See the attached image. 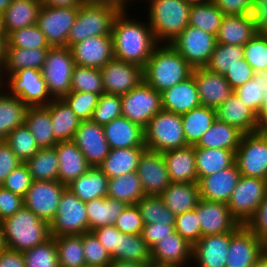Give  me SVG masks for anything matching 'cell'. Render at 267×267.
I'll use <instances>...</instances> for the list:
<instances>
[{
    "label": "cell",
    "instance_id": "cell-1",
    "mask_svg": "<svg viewBox=\"0 0 267 267\" xmlns=\"http://www.w3.org/2000/svg\"><path fill=\"white\" fill-rule=\"evenodd\" d=\"M128 11L129 8L120 10L113 21L111 36L114 58L144 68L159 43L147 17L144 19L146 21H142L140 16L137 19L133 17L135 14Z\"/></svg>",
    "mask_w": 267,
    "mask_h": 267
},
{
    "label": "cell",
    "instance_id": "cell-2",
    "mask_svg": "<svg viewBox=\"0 0 267 267\" xmlns=\"http://www.w3.org/2000/svg\"><path fill=\"white\" fill-rule=\"evenodd\" d=\"M193 67L170 45L159 44L143 68L144 81L162 93L192 75Z\"/></svg>",
    "mask_w": 267,
    "mask_h": 267
},
{
    "label": "cell",
    "instance_id": "cell-3",
    "mask_svg": "<svg viewBox=\"0 0 267 267\" xmlns=\"http://www.w3.org/2000/svg\"><path fill=\"white\" fill-rule=\"evenodd\" d=\"M145 1V17L159 44H170L189 25L191 6L185 0Z\"/></svg>",
    "mask_w": 267,
    "mask_h": 267
},
{
    "label": "cell",
    "instance_id": "cell-4",
    "mask_svg": "<svg viewBox=\"0 0 267 267\" xmlns=\"http://www.w3.org/2000/svg\"><path fill=\"white\" fill-rule=\"evenodd\" d=\"M1 224L6 247L14 251L25 252L51 237L49 223L24 206Z\"/></svg>",
    "mask_w": 267,
    "mask_h": 267
},
{
    "label": "cell",
    "instance_id": "cell-5",
    "mask_svg": "<svg viewBox=\"0 0 267 267\" xmlns=\"http://www.w3.org/2000/svg\"><path fill=\"white\" fill-rule=\"evenodd\" d=\"M125 6L82 5L70 29L67 47L101 35H111L114 18Z\"/></svg>",
    "mask_w": 267,
    "mask_h": 267
},
{
    "label": "cell",
    "instance_id": "cell-6",
    "mask_svg": "<svg viewBox=\"0 0 267 267\" xmlns=\"http://www.w3.org/2000/svg\"><path fill=\"white\" fill-rule=\"evenodd\" d=\"M144 142L147 150L160 153L189 146L181 114L161 110L154 115L144 128Z\"/></svg>",
    "mask_w": 267,
    "mask_h": 267
},
{
    "label": "cell",
    "instance_id": "cell-7",
    "mask_svg": "<svg viewBox=\"0 0 267 267\" xmlns=\"http://www.w3.org/2000/svg\"><path fill=\"white\" fill-rule=\"evenodd\" d=\"M0 78L2 88L28 107L46 106L53 100L41 70L27 68L11 75H0Z\"/></svg>",
    "mask_w": 267,
    "mask_h": 267
},
{
    "label": "cell",
    "instance_id": "cell-8",
    "mask_svg": "<svg viewBox=\"0 0 267 267\" xmlns=\"http://www.w3.org/2000/svg\"><path fill=\"white\" fill-rule=\"evenodd\" d=\"M74 67L75 61L69 47L49 48L41 71L52 99H62L71 92Z\"/></svg>",
    "mask_w": 267,
    "mask_h": 267
},
{
    "label": "cell",
    "instance_id": "cell-9",
    "mask_svg": "<svg viewBox=\"0 0 267 267\" xmlns=\"http://www.w3.org/2000/svg\"><path fill=\"white\" fill-rule=\"evenodd\" d=\"M122 116L143 129L150 119L163 110L162 95L144 80L128 93L121 95Z\"/></svg>",
    "mask_w": 267,
    "mask_h": 267
},
{
    "label": "cell",
    "instance_id": "cell-10",
    "mask_svg": "<svg viewBox=\"0 0 267 267\" xmlns=\"http://www.w3.org/2000/svg\"><path fill=\"white\" fill-rule=\"evenodd\" d=\"M49 226L51 236L79 235L88 232L85 202L66 187L57 207L56 216Z\"/></svg>",
    "mask_w": 267,
    "mask_h": 267
},
{
    "label": "cell",
    "instance_id": "cell-11",
    "mask_svg": "<svg viewBox=\"0 0 267 267\" xmlns=\"http://www.w3.org/2000/svg\"><path fill=\"white\" fill-rule=\"evenodd\" d=\"M235 163L241 176L267 180V133L244 134L235 151Z\"/></svg>",
    "mask_w": 267,
    "mask_h": 267
},
{
    "label": "cell",
    "instance_id": "cell-12",
    "mask_svg": "<svg viewBox=\"0 0 267 267\" xmlns=\"http://www.w3.org/2000/svg\"><path fill=\"white\" fill-rule=\"evenodd\" d=\"M266 194L267 180L250 176H240L231 198L227 203L229 210L240 224L245 225L255 214Z\"/></svg>",
    "mask_w": 267,
    "mask_h": 267
},
{
    "label": "cell",
    "instance_id": "cell-13",
    "mask_svg": "<svg viewBox=\"0 0 267 267\" xmlns=\"http://www.w3.org/2000/svg\"><path fill=\"white\" fill-rule=\"evenodd\" d=\"M216 36L188 25L170 45L193 68L205 67L216 45Z\"/></svg>",
    "mask_w": 267,
    "mask_h": 267
},
{
    "label": "cell",
    "instance_id": "cell-14",
    "mask_svg": "<svg viewBox=\"0 0 267 267\" xmlns=\"http://www.w3.org/2000/svg\"><path fill=\"white\" fill-rule=\"evenodd\" d=\"M78 8L41 6L36 24L44 33L50 47H67Z\"/></svg>",
    "mask_w": 267,
    "mask_h": 267
},
{
    "label": "cell",
    "instance_id": "cell-15",
    "mask_svg": "<svg viewBox=\"0 0 267 267\" xmlns=\"http://www.w3.org/2000/svg\"><path fill=\"white\" fill-rule=\"evenodd\" d=\"M65 185L57 181H33L23 197L24 207L49 224L55 218Z\"/></svg>",
    "mask_w": 267,
    "mask_h": 267
},
{
    "label": "cell",
    "instance_id": "cell-16",
    "mask_svg": "<svg viewBox=\"0 0 267 267\" xmlns=\"http://www.w3.org/2000/svg\"><path fill=\"white\" fill-rule=\"evenodd\" d=\"M262 255V240L241 224L231 232L225 267H252Z\"/></svg>",
    "mask_w": 267,
    "mask_h": 267
},
{
    "label": "cell",
    "instance_id": "cell-17",
    "mask_svg": "<svg viewBox=\"0 0 267 267\" xmlns=\"http://www.w3.org/2000/svg\"><path fill=\"white\" fill-rule=\"evenodd\" d=\"M105 93L123 95L139 85L143 80V68L113 58L100 69Z\"/></svg>",
    "mask_w": 267,
    "mask_h": 267
},
{
    "label": "cell",
    "instance_id": "cell-18",
    "mask_svg": "<svg viewBox=\"0 0 267 267\" xmlns=\"http://www.w3.org/2000/svg\"><path fill=\"white\" fill-rule=\"evenodd\" d=\"M194 210L201 226L202 236L229 233L241 225L231 214L228 204L224 202L200 199Z\"/></svg>",
    "mask_w": 267,
    "mask_h": 267
},
{
    "label": "cell",
    "instance_id": "cell-19",
    "mask_svg": "<svg viewBox=\"0 0 267 267\" xmlns=\"http://www.w3.org/2000/svg\"><path fill=\"white\" fill-rule=\"evenodd\" d=\"M137 173L145 195L160 196L171 184L163 154L145 150L141 155Z\"/></svg>",
    "mask_w": 267,
    "mask_h": 267
},
{
    "label": "cell",
    "instance_id": "cell-20",
    "mask_svg": "<svg viewBox=\"0 0 267 267\" xmlns=\"http://www.w3.org/2000/svg\"><path fill=\"white\" fill-rule=\"evenodd\" d=\"M92 167H98L109 154L103 125L92 120L81 121L72 140Z\"/></svg>",
    "mask_w": 267,
    "mask_h": 267
},
{
    "label": "cell",
    "instance_id": "cell-21",
    "mask_svg": "<svg viewBox=\"0 0 267 267\" xmlns=\"http://www.w3.org/2000/svg\"><path fill=\"white\" fill-rule=\"evenodd\" d=\"M70 49L78 66L102 69L114 58L111 35L89 37Z\"/></svg>",
    "mask_w": 267,
    "mask_h": 267
},
{
    "label": "cell",
    "instance_id": "cell-22",
    "mask_svg": "<svg viewBox=\"0 0 267 267\" xmlns=\"http://www.w3.org/2000/svg\"><path fill=\"white\" fill-rule=\"evenodd\" d=\"M231 232L202 236L193 244V267H225Z\"/></svg>",
    "mask_w": 267,
    "mask_h": 267
},
{
    "label": "cell",
    "instance_id": "cell-23",
    "mask_svg": "<svg viewBox=\"0 0 267 267\" xmlns=\"http://www.w3.org/2000/svg\"><path fill=\"white\" fill-rule=\"evenodd\" d=\"M194 77L201 105L217 108L234 92L223 74H218L205 67L193 68Z\"/></svg>",
    "mask_w": 267,
    "mask_h": 267
},
{
    "label": "cell",
    "instance_id": "cell-24",
    "mask_svg": "<svg viewBox=\"0 0 267 267\" xmlns=\"http://www.w3.org/2000/svg\"><path fill=\"white\" fill-rule=\"evenodd\" d=\"M193 245L176 231L151 249L153 266L191 265Z\"/></svg>",
    "mask_w": 267,
    "mask_h": 267
},
{
    "label": "cell",
    "instance_id": "cell-25",
    "mask_svg": "<svg viewBox=\"0 0 267 267\" xmlns=\"http://www.w3.org/2000/svg\"><path fill=\"white\" fill-rule=\"evenodd\" d=\"M240 176L235 163L227 169L202 177L198 181L200 199L228 203Z\"/></svg>",
    "mask_w": 267,
    "mask_h": 267
},
{
    "label": "cell",
    "instance_id": "cell-26",
    "mask_svg": "<svg viewBox=\"0 0 267 267\" xmlns=\"http://www.w3.org/2000/svg\"><path fill=\"white\" fill-rule=\"evenodd\" d=\"M54 148L59 162L58 181L66 187L92 167L72 140L58 142Z\"/></svg>",
    "mask_w": 267,
    "mask_h": 267
},
{
    "label": "cell",
    "instance_id": "cell-27",
    "mask_svg": "<svg viewBox=\"0 0 267 267\" xmlns=\"http://www.w3.org/2000/svg\"><path fill=\"white\" fill-rule=\"evenodd\" d=\"M217 119L238 128L244 134L260 130L257 115L248 108L239 96H231L216 108Z\"/></svg>",
    "mask_w": 267,
    "mask_h": 267
},
{
    "label": "cell",
    "instance_id": "cell-28",
    "mask_svg": "<svg viewBox=\"0 0 267 267\" xmlns=\"http://www.w3.org/2000/svg\"><path fill=\"white\" fill-rule=\"evenodd\" d=\"M103 129L110 149L146 148L144 129L123 116L105 124Z\"/></svg>",
    "mask_w": 267,
    "mask_h": 267
},
{
    "label": "cell",
    "instance_id": "cell-29",
    "mask_svg": "<svg viewBox=\"0 0 267 267\" xmlns=\"http://www.w3.org/2000/svg\"><path fill=\"white\" fill-rule=\"evenodd\" d=\"M163 110L183 114L201 105L193 75L163 91Z\"/></svg>",
    "mask_w": 267,
    "mask_h": 267
},
{
    "label": "cell",
    "instance_id": "cell-30",
    "mask_svg": "<svg viewBox=\"0 0 267 267\" xmlns=\"http://www.w3.org/2000/svg\"><path fill=\"white\" fill-rule=\"evenodd\" d=\"M171 183L198 182L194 146L172 149L162 153Z\"/></svg>",
    "mask_w": 267,
    "mask_h": 267
},
{
    "label": "cell",
    "instance_id": "cell-31",
    "mask_svg": "<svg viewBox=\"0 0 267 267\" xmlns=\"http://www.w3.org/2000/svg\"><path fill=\"white\" fill-rule=\"evenodd\" d=\"M256 35L255 22L250 14L225 15L216 36L217 43L244 46Z\"/></svg>",
    "mask_w": 267,
    "mask_h": 267
},
{
    "label": "cell",
    "instance_id": "cell-32",
    "mask_svg": "<svg viewBox=\"0 0 267 267\" xmlns=\"http://www.w3.org/2000/svg\"><path fill=\"white\" fill-rule=\"evenodd\" d=\"M160 196L165 206L177 216L195 209L200 200L199 184L171 183Z\"/></svg>",
    "mask_w": 267,
    "mask_h": 267
},
{
    "label": "cell",
    "instance_id": "cell-33",
    "mask_svg": "<svg viewBox=\"0 0 267 267\" xmlns=\"http://www.w3.org/2000/svg\"><path fill=\"white\" fill-rule=\"evenodd\" d=\"M50 114L54 138L58 142L73 140L80 120L63 99H53L44 106Z\"/></svg>",
    "mask_w": 267,
    "mask_h": 267
},
{
    "label": "cell",
    "instance_id": "cell-34",
    "mask_svg": "<svg viewBox=\"0 0 267 267\" xmlns=\"http://www.w3.org/2000/svg\"><path fill=\"white\" fill-rule=\"evenodd\" d=\"M41 6L40 0H12L3 13L5 34L36 24Z\"/></svg>",
    "mask_w": 267,
    "mask_h": 267
},
{
    "label": "cell",
    "instance_id": "cell-35",
    "mask_svg": "<svg viewBox=\"0 0 267 267\" xmlns=\"http://www.w3.org/2000/svg\"><path fill=\"white\" fill-rule=\"evenodd\" d=\"M146 148L110 149L98 168L108 177L115 178L137 171L139 159Z\"/></svg>",
    "mask_w": 267,
    "mask_h": 267
},
{
    "label": "cell",
    "instance_id": "cell-36",
    "mask_svg": "<svg viewBox=\"0 0 267 267\" xmlns=\"http://www.w3.org/2000/svg\"><path fill=\"white\" fill-rule=\"evenodd\" d=\"M126 206L127 204L123 201L109 197L85 202L88 231L102 226L114 225Z\"/></svg>",
    "mask_w": 267,
    "mask_h": 267
},
{
    "label": "cell",
    "instance_id": "cell-37",
    "mask_svg": "<svg viewBox=\"0 0 267 267\" xmlns=\"http://www.w3.org/2000/svg\"><path fill=\"white\" fill-rule=\"evenodd\" d=\"M109 178L98 168L91 167L67 188H69L81 201L107 197Z\"/></svg>",
    "mask_w": 267,
    "mask_h": 267
},
{
    "label": "cell",
    "instance_id": "cell-38",
    "mask_svg": "<svg viewBox=\"0 0 267 267\" xmlns=\"http://www.w3.org/2000/svg\"><path fill=\"white\" fill-rule=\"evenodd\" d=\"M198 181L235 164V151L194 147Z\"/></svg>",
    "mask_w": 267,
    "mask_h": 267
},
{
    "label": "cell",
    "instance_id": "cell-39",
    "mask_svg": "<svg viewBox=\"0 0 267 267\" xmlns=\"http://www.w3.org/2000/svg\"><path fill=\"white\" fill-rule=\"evenodd\" d=\"M243 135L238 128L217 119L194 147L236 151Z\"/></svg>",
    "mask_w": 267,
    "mask_h": 267
},
{
    "label": "cell",
    "instance_id": "cell-40",
    "mask_svg": "<svg viewBox=\"0 0 267 267\" xmlns=\"http://www.w3.org/2000/svg\"><path fill=\"white\" fill-rule=\"evenodd\" d=\"M48 50L49 48H6V59L0 75H11L27 68L42 70Z\"/></svg>",
    "mask_w": 267,
    "mask_h": 267
},
{
    "label": "cell",
    "instance_id": "cell-41",
    "mask_svg": "<svg viewBox=\"0 0 267 267\" xmlns=\"http://www.w3.org/2000/svg\"><path fill=\"white\" fill-rule=\"evenodd\" d=\"M181 119L186 142L189 146H194L217 120L216 109L200 105L181 114Z\"/></svg>",
    "mask_w": 267,
    "mask_h": 267
},
{
    "label": "cell",
    "instance_id": "cell-42",
    "mask_svg": "<svg viewBox=\"0 0 267 267\" xmlns=\"http://www.w3.org/2000/svg\"><path fill=\"white\" fill-rule=\"evenodd\" d=\"M28 106L18 97L9 95L0 88V140L25 123Z\"/></svg>",
    "mask_w": 267,
    "mask_h": 267
},
{
    "label": "cell",
    "instance_id": "cell-43",
    "mask_svg": "<svg viewBox=\"0 0 267 267\" xmlns=\"http://www.w3.org/2000/svg\"><path fill=\"white\" fill-rule=\"evenodd\" d=\"M25 125L40 148H52L58 143L54 138L49 111L44 106L28 107Z\"/></svg>",
    "mask_w": 267,
    "mask_h": 267
},
{
    "label": "cell",
    "instance_id": "cell-44",
    "mask_svg": "<svg viewBox=\"0 0 267 267\" xmlns=\"http://www.w3.org/2000/svg\"><path fill=\"white\" fill-rule=\"evenodd\" d=\"M145 196L137 171L109 178L107 197L134 205Z\"/></svg>",
    "mask_w": 267,
    "mask_h": 267
},
{
    "label": "cell",
    "instance_id": "cell-45",
    "mask_svg": "<svg viewBox=\"0 0 267 267\" xmlns=\"http://www.w3.org/2000/svg\"><path fill=\"white\" fill-rule=\"evenodd\" d=\"M33 181H57L59 162L55 148H40L25 162Z\"/></svg>",
    "mask_w": 267,
    "mask_h": 267
},
{
    "label": "cell",
    "instance_id": "cell-46",
    "mask_svg": "<svg viewBox=\"0 0 267 267\" xmlns=\"http://www.w3.org/2000/svg\"><path fill=\"white\" fill-rule=\"evenodd\" d=\"M234 92L258 116L262 102L267 95V69L255 72L253 78L236 88Z\"/></svg>",
    "mask_w": 267,
    "mask_h": 267
},
{
    "label": "cell",
    "instance_id": "cell-47",
    "mask_svg": "<svg viewBox=\"0 0 267 267\" xmlns=\"http://www.w3.org/2000/svg\"><path fill=\"white\" fill-rule=\"evenodd\" d=\"M52 237L57 246L59 267H83L86 265L82 234Z\"/></svg>",
    "mask_w": 267,
    "mask_h": 267
},
{
    "label": "cell",
    "instance_id": "cell-48",
    "mask_svg": "<svg viewBox=\"0 0 267 267\" xmlns=\"http://www.w3.org/2000/svg\"><path fill=\"white\" fill-rule=\"evenodd\" d=\"M225 15L213 1L192 5L189 15V25L217 36Z\"/></svg>",
    "mask_w": 267,
    "mask_h": 267
},
{
    "label": "cell",
    "instance_id": "cell-49",
    "mask_svg": "<svg viewBox=\"0 0 267 267\" xmlns=\"http://www.w3.org/2000/svg\"><path fill=\"white\" fill-rule=\"evenodd\" d=\"M136 205L144 225L160 222L175 226L176 215L165 206L161 196L145 195Z\"/></svg>",
    "mask_w": 267,
    "mask_h": 267
},
{
    "label": "cell",
    "instance_id": "cell-50",
    "mask_svg": "<svg viewBox=\"0 0 267 267\" xmlns=\"http://www.w3.org/2000/svg\"><path fill=\"white\" fill-rule=\"evenodd\" d=\"M117 261L134 263H152L151 249L142 235H129L120 232L119 256Z\"/></svg>",
    "mask_w": 267,
    "mask_h": 267
},
{
    "label": "cell",
    "instance_id": "cell-51",
    "mask_svg": "<svg viewBox=\"0 0 267 267\" xmlns=\"http://www.w3.org/2000/svg\"><path fill=\"white\" fill-rule=\"evenodd\" d=\"M243 58V46L216 43L214 51L205 68L212 72L224 75Z\"/></svg>",
    "mask_w": 267,
    "mask_h": 267
},
{
    "label": "cell",
    "instance_id": "cell-52",
    "mask_svg": "<svg viewBox=\"0 0 267 267\" xmlns=\"http://www.w3.org/2000/svg\"><path fill=\"white\" fill-rule=\"evenodd\" d=\"M71 91L105 93L100 69L75 65L72 73Z\"/></svg>",
    "mask_w": 267,
    "mask_h": 267
},
{
    "label": "cell",
    "instance_id": "cell-53",
    "mask_svg": "<svg viewBox=\"0 0 267 267\" xmlns=\"http://www.w3.org/2000/svg\"><path fill=\"white\" fill-rule=\"evenodd\" d=\"M4 141L23 163L33 157L40 149L25 123L14 129Z\"/></svg>",
    "mask_w": 267,
    "mask_h": 267
},
{
    "label": "cell",
    "instance_id": "cell-54",
    "mask_svg": "<svg viewBox=\"0 0 267 267\" xmlns=\"http://www.w3.org/2000/svg\"><path fill=\"white\" fill-rule=\"evenodd\" d=\"M25 267H59L54 237L23 252Z\"/></svg>",
    "mask_w": 267,
    "mask_h": 267
},
{
    "label": "cell",
    "instance_id": "cell-55",
    "mask_svg": "<svg viewBox=\"0 0 267 267\" xmlns=\"http://www.w3.org/2000/svg\"><path fill=\"white\" fill-rule=\"evenodd\" d=\"M7 48H50L44 33L37 24L11 32L7 36Z\"/></svg>",
    "mask_w": 267,
    "mask_h": 267
},
{
    "label": "cell",
    "instance_id": "cell-56",
    "mask_svg": "<svg viewBox=\"0 0 267 267\" xmlns=\"http://www.w3.org/2000/svg\"><path fill=\"white\" fill-rule=\"evenodd\" d=\"M82 244L87 266L108 267L112 262L110 253L99 242L92 231L82 234Z\"/></svg>",
    "mask_w": 267,
    "mask_h": 267
},
{
    "label": "cell",
    "instance_id": "cell-57",
    "mask_svg": "<svg viewBox=\"0 0 267 267\" xmlns=\"http://www.w3.org/2000/svg\"><path fill=\"white\" fill-rule=\"evenodd\" d=\"M100 95L96 93L71 91L62 99L76 114L80 121L91 120Z\"/></svg>",
    "mask_w": 267,
    "mask_h": 267
},
{
    "label": "cell",
    "instance_id": "cell-58",
    "mask_svg": "<svg viewBox=\"0 0 267 267\" xmlns=\"http://www.w3.org/2000/svg\"><path fill=\"white\" fill-rule=\"evenodd\" d=\"M120 116H122L121 96L103 93L94 108L91 120L104 126Z\"/></svg>",
    "mask_w": 267,
    "mask_h": 267
},
{
    "label": "cell",
    "instance_id": "cell-59",
    "mask_svg": "<svg viewBox=\"0 0 267 267\" xmlns=\"http://www.w3.org/2000/svg\"><path fill=\"white\" fill-rule=\"evenodd\" d=\"M244 48V59L254 72L267 69V36L255 35Z\"/></svg>",
    "mask_w": 267,
    "mask_h": 267
},
{
    "label": "cell",
    "instance_id": "cell-60",
    "mask_svg": "<svg viewBox=\"0 0 267 267\" xmlns=\"http://www.w3.org/2000/svg\"><path fill=\"white\" fill-rule=\"evenodd\" d=\"M175 231L192 245L202 237V230L195 210L176 216Z\"/></svg>",
    "mask_w": 267,
    "mask_h": 267
},
{
    "label": "cell",
    "instance_id": "cell-61",
    "mask_svg": "<svg viewBox=\"0 0 267 267\" xmlns=\"http://www.w3.org/2000/svg\"><path fill=\"white\" fill-rule=\"evenodd\" d=\"M114 226L122 233L141 235L144 223L137 205H127Z\"/></svg>",
    "mask_w": 267,
    "mask_h": 267
},
{
    "label": "cell",
    "instance_id": "cell-62",
    "mask_svg": "<svg viewBox=\"0 0 267 267\" xmlns=\"http://www.w3.org/2000/svg\"><path fill=\"white\" fill-rule=\"evenodd\" d=\"M33 179L25 163L20 164L6 177L2 187L22 197L26 195Z\"/></svg>",
    "mask_w": 267,
    "mask_h": 267
},
{
    "label": "cell",
    "instance_id": "cell-63",
    "mask_svg": "<svg viewBox=\"0 0 267 267\" xmlns=\"http://www.w3.org/2000/svg\"><path fill=\"white\" fill-rule=\"evenodd\" d=\"M92 232L110 253L112 260L119 256L120 231L114 225L98 227Z\"/></svg>",
    "mask_w": 267,
    "mask_h": 267
},
{
    "label": "cell",
    "instance_id": "cell-64",
    "mask_svg": "<svg viewBox=\"0 0 267 267\" xmlns=\"http://www.w3.org/2000/svg\"><path fill=\"white\" fill-rule=\"evenodd\" d=\"M254 73L252 67L243 58L239 60V63L231 67L230 70L224 74V77L230 87L235 90L253 78Z\"/></svg>",
    "mask_w": 267,
    "mask_h": 267
},
{
    "label": "cell",
    "instance_id": "cell-65",
    "mask_svg": "<svg viewBox=\"0 0 267 267\" xmlns=\"http://www.w3.org/2000/svg\"><path fill=\"white\" fill-rule=\"evenodd\" d=\"M175 232V226L167 223H152L144 225L142 230V238L150 249H152L159 241L165 239L168 235Z\"/></svg>",
    "mask_w": 267,
    "mask_h": 267
},
{
    "label": "cell",
    "instance_id": "cell-66",
    "mask_svg": "<svg viewBox=\"0 0 267 267\" xmlns=\"http://www.w3.org/2000/svg\"><path fill=\"white\" fill-rule=\"evenodd\" d=\"M23 206L22 196L0 186V221L12 216Z\"/></svg>",
    "mask_w": 267,
    "mask_h": 267
},
{
    "label": "cell",
    "instance_id": "cell-67",
    "mask_svg": "<svg viewBox=\"0 0 267 267\" xmlns=\"http://www.w3.org/2000/svg\"><path fill=\"white\" fill-rule=\"evenodd\" d=\"M22 163L10 146L4 140H0V186L11 171Z\"/></svg>",
    "mask_w": 267,
    "mask_h": 267
},
{
    "label": "cell",
    "instance_id": "cell-68",
    "mask_svg": "<svg viewBox=\"0 0 267 267\" xmlns=\"http://www.w3.org/2000/svg\"><path fill=\"white\" fill-rule=\"evenodd\" d=\"M257 237L263 240L267 236V194L258 206L255 214L245 224Z\"/></svg>",
    "mask_w": 267,
    "mask_h": 267
},
{
    "label": "cell",
    "instance_id": "cell-69",
    "mask_svg": "<svg viewBox=\"0 0 267 267\" xmlns=\"http://www.w3.org/2000/svg\"><path fill=\"white\" fill-rule=\"evenodd\" d=\"M224 15L251 14L253 0H212Z\"/></svg>",
    "mask_w": 267,
    "mask_h": 267
},
{
    "label": "cell",
    "instance_id": "cell-70",
    "mask_svg": "<svg viewBox=\"0 0 267 267\" xmlns=\"http://www.w3.org/2000/svg\"><path fill=\"white\" fill-rule=\"evenodd\" d=\"M250 15L255 22L256 34L267 36V0H253Z\"/></svg>",
    "mask_w": 267,
    "mask_h": 267
},
{
    "label": "cell",
    "instance_id": "cell-71",
    "mask_svg": "<svg viewBox=\"0 0 267 267\" xmlns=\"http://www.w3.org/2000/svg\"><path fill=\"white\" fill-rule=\"evenodd\" d=\"M0 267H25L23 252L6 248L0 252Z\"/></svg>",
    "mask_w": 267,
    "mask_h": 267
},
{
    "label": "cell",
    "instance_id": "cell-72",
    "mask_svg": "<svg viewBox=\"0 0 267 267\" xmlns=\"http://www.w3.org/2000/svg\"><path fill=\"white\" fill-rule=\"evenodd\" d=\"M42 5L51 7H80L81 0H40Z\"/></svg>",
    "mask_w": 267,
    "mask_h": 267
},
{
    "label": "cell",
    "instance_id": "cell-73",
    "mask_svg": "<svg viewBox=\"0 0 267 267\" xmlns=\"http://www.w3.org/2000/svg\"><path fill=\"white\" fill-rule=\"evenodd\" d=\"M257 118L260 131L267 133V95L262 102V107L260 108Z\"/></svg>",
    "mask_w": 267,
    "mask_h": 267
},
{
    "label": "cell",
    "instance_id": "cell-74",
    "mask_svg": "<svg viewBox=\"0 0 267 267\" xmlns=\"http://www.w3.org/2000/svg\"><path fill=\"white\" fill-rule=\"evenodd\" d=\"M108 267H154L152 263H134L112 260Z\"/></svg>",
    "mask_w": 267,
    "mask_h": 267
},
{
    "label": "cell",
    "instance_id": "cell-75",
    "mask_svg": "<svg viewBox=\"0 0 267 267\" xmlns=\"http://www.w3.org/2000/svg\"><path fill=\"white\" fill-rule=\"evenodd\" d=\"M84 5L124 6L119 0H81Z\"/></svg>",
    "mask_w": 267,
    "mask_h": 267
},
{
    "label": "cell",
    "instance_id": "cell-76",
    "mask_svg": "<svg viewBox=\"0 0 267 267\" xmlns=\"http://www.w3.org/2000/svg\"><path fill=\"white\" fill-rule=\"evenodd\" d=\"M7 45V35L0 34V69L5 63Z\"/></svg>",
    "mask_w": 267,
    "mask_h": 267
},
{
    "label": "cell",
    "instance_id": "cell-77",
    "mask_svg": "<svg viewBox=\"0 0 267 267\" xmlns=\"http://www.w3.org/2000/svg\"><path fill=\"white\" fill-rule=\"evenodd\" d=\"M6 247V243H5V238H4V233H3V227L0 221V252L5 250Z\"/></svg>",
    "mask_w": 267,
    "mask_h": 267
},
{
    "label": "cell",
    "instance_id": "cell-78",
    "mask_svg": "<svg viewBox=\"0 0 267 267\" xmlns=\"http://www.w3.org/2000/svg\"><path fill=\"white\" fill-rule=\"evenodd\" d=\"M252 267H267V256L262 255Z\"/></svg>",
    "mask_w": 267,
    "mask_h": 267
},
{
    "label": "cell",
    "instance_id": "cell-79",
    "mask_svg": "<svg viewBox=\"0 0 267 267\" xmlns=\"http://www.w3.org/2000/svg\"><path fill=\"white\" fill-rule=\"evenodd\" d=\"M12 0H0V12L3 14L8 6L11 4Z\"/></svg>",
    "mask_w": 267,
    "mask_h": 267
},
{
    "label": "cell",
    "instance_id": "cell-80",
    "mask_svg": "<svg viewBox=\"0 0 267 267\" xmlns=\"http://www.w3.org/2000/svg\"><path fill=\"white\" fill-rule=\"evenodd\" d=\"M126 8H129L130 9V11L132 10L131 8H130V4L131 3H137L138 1L140 2V1H144L145 2V0H119ZM137 1V2H136ZM129 5V6H128Z\"/></svg>",
    "mask_w": 267,
    "mask_h": 267
}]
</instances>
